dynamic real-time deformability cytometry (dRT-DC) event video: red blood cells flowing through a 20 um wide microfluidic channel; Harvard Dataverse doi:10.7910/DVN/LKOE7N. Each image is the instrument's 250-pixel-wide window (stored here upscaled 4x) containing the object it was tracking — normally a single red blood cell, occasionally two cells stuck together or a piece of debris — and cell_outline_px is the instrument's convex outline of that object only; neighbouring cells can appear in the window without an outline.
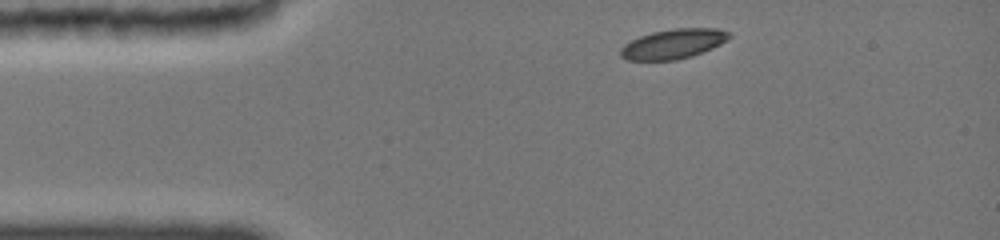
{"species": "common noctule bat (a hibernating species)", "species_latin": "Nyctalus noctula", "temperature_condition": "cold", "stored_images_in_passage": 35, "camera_frame_rate_fps": 3000, "um_per_image_px": 0.085, "animal": {"sex": "female", "body_mass_g": 19.0, "forearm_length_mm": 51.5}, "frame": {"image": 1, "passage_image": 1, "time_ms": 0.0, "image_size_px": [1000, 240], "cell_outline_px": [[732, 36], [720, 44], [712, 48], [692, 56], [676, 60], [628, 60], [620, 56], [620, 48], [624, 44], [640, 36], [652, 32], [672, 28], [720, 28], [732, 32]], "centroid_in_image_um": [57.25, 3.72], "position_along_channel_um": 27.7, "area_um2": 18.96}}
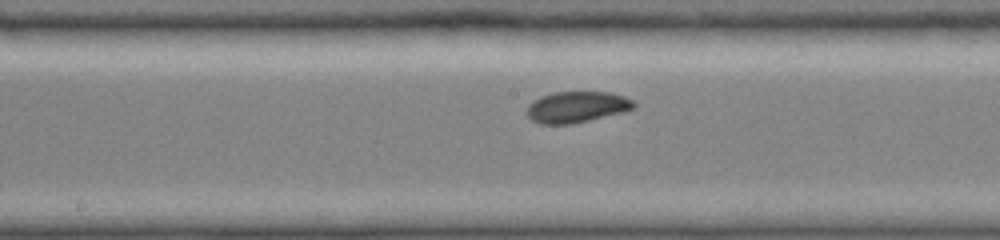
{"frame": {"image": 2, "passage_image": 15, "time_ms": 5.667, "image_size_px": [1000, 240], "cell_outline_px": [[636, 104], [632, 108], [624, 112], [568, 124], [540, 124], [532, 120], [528, 116], [528, 104], [532, 100], [540, 96], [552, 92], [612, 92], [624, 96], [632, 100]], "centroid_in_image_um": [49.0, 9.08], "position_along_channel_um": 199.2, "area_um2": 19.31}}
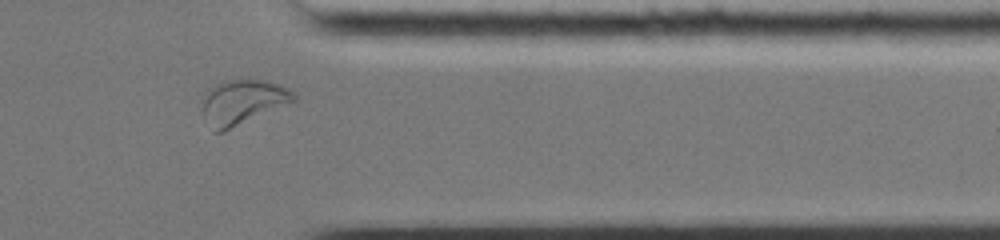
{"frame": {"image": 3, "passage_image": 30, "time_ms": 10.667, "image_size_px": [1000, 240], "cell_outline_px": [[296, 100], [224, 132], [216, 132], [204, 112], [204, 92], [212, 84], [220, 80], [248, 76], [280, 84], [292, 88], [296, 92]], "centroid_in_image_um": [20.68, 8.57], "position_along_channel_um": 390.7, "area_um2": 24.39}, "authors_computed_cell_mechanics": {"area_um2": 19.652, "velocity_mm_per_s": 3.841, "shape_relaxation_time_tau1_ms": 2.8631, "shape_relaxation_time_tau2_ms": null, "deformation_change_tau1": 0.0873, "deformation_change_tau2": null}}